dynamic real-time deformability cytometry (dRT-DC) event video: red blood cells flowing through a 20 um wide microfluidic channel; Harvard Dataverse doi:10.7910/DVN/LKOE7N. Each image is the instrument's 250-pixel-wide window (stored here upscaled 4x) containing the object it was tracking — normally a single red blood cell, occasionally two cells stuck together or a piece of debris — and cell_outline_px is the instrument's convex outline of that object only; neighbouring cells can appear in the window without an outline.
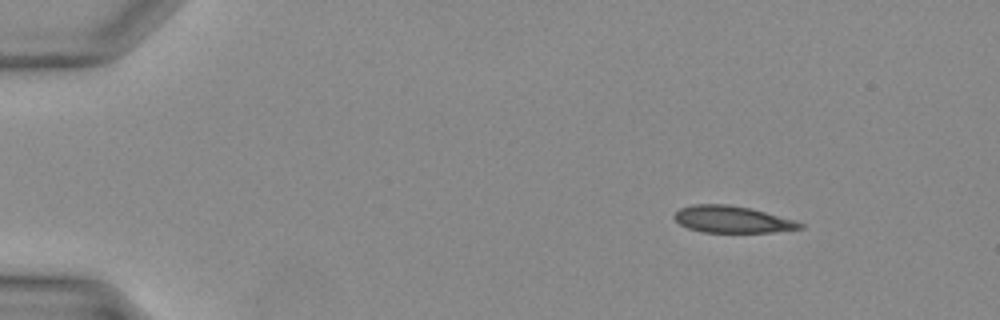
{"species": "Egyptian fruit bat (a non-hibernating species)", "species_latin": "Rousettus aegyptiacus", "temperature_condition": "warm", "stored_images_in_passage": 36, "camera_frame_rate_fps": 3000, "um_per_image_px": 0.085, "animal": {"sex": "female"}, "frame": {"image": 1, "passage_image": 3, "time_ms": 0.667, "image_size_px": [1000, 320], "cell_outline_px": [[804, 228], [772, 232], [704, 232], [688, 228], [680, 224], [672, 216], [680, 208], [692, 204], [728, 204], [748, 208], [796, 220], [804, 224]], "centroid_in_image_um": [62.23, 18.65], "position_along_channel_um": 22.8, "area_um2": 19.54}}
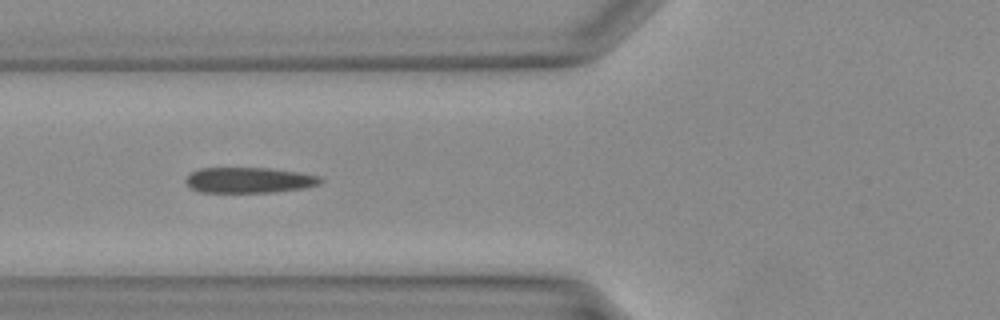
{"frame": {"image": 2, "passage_image": 13, "time_ms": 4.0, "image_size_px": [1000, 320], "cell_outline_px": [[324, 180], [320, 184], [304, 188], [272, 192], [200, 192], [192, 188], [184, 180], [192, 172], [200, 168], [268, 168], [296, 172], [320, 176]], "centroid_in_image_um": [21.19, 15.31], "position_along_channel_um": 104.6, "area_um2": 19.94}}
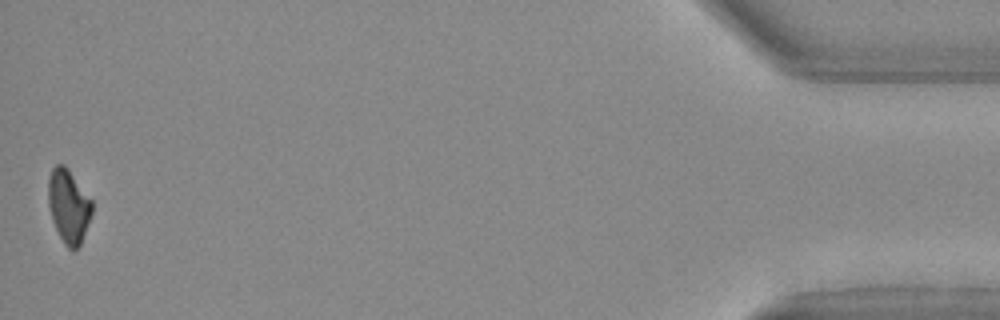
{"frame": {"image": 3, "passage_image": 36, "time_ms": 11.667, "image_size_px": [1000, 320], "cell_outline_px": [[92, 212], [80, 244], [72, 252], [64, 244], [52, 220], [48, 204], [48, 180], [52, 168], [56, 164], [64, 164], [68, 168], [92, 200]], "centroid_in_image_um": [5.82, 17.5], "position_along_channel_um": 429.4, "area_um2": 18.67}}